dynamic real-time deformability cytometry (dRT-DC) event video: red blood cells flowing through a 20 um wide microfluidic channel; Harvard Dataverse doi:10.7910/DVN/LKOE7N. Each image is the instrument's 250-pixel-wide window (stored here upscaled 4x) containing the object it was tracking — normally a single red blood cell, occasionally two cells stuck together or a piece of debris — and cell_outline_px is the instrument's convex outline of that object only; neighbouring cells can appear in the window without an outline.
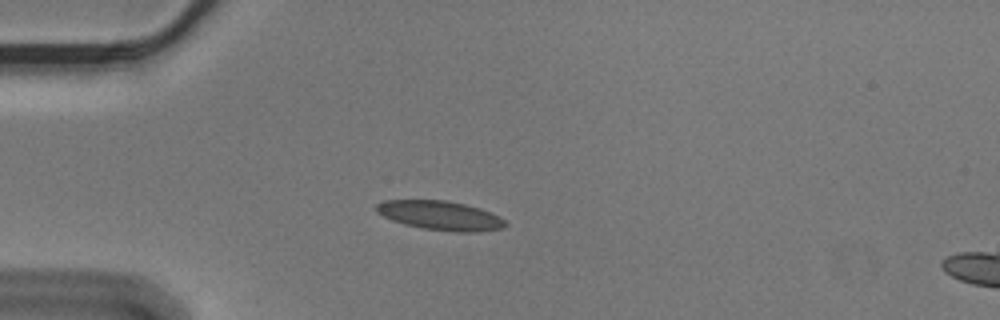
{"species": "Egyptian fruit bat (a non-hibernating species)", "species_latin": "Rousettus aegyptiacus", "temperature_condition": "cold", "stored_images_in_passage": 56, "camera_frame_rate_fps": 3000, "um_per_image_px": 0.085, "animal": {"sex": "male"}, "frame": {"image": 1, "passage_image": 15, "time_ms": 4.667, "image_size_px": [1000, 320], "cell_outline_px": [[508, 224], [504, 228], [480, 232], [456, 232], [424, 228], [404, 224], [392, 220], [376, 212], [376, 204], [384, 200], [448, 200], [480, 208], [500, 216]], "centroid_in_image_um": [37.46, 18.32], "position_along_channel_um": 47.5, "area_um2": 22.02}}
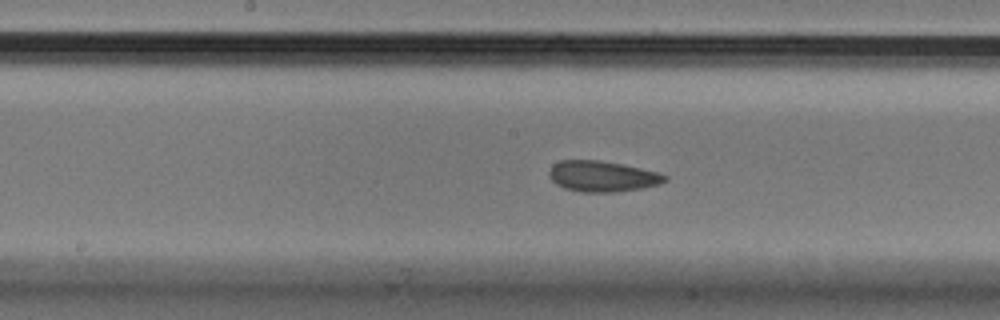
{"frame": {"image": 2, "passage_image": 29, "time_ms": 9.333, "image_size_px": [1000, 320], "cell_outline_px": [[668, 180], [660, 184], [644, 188], [616, 192], [584, 192], [564, 188], [556, 184], [548, 176], [548, 172], [552, 164], [560, 160], [600, 160], [660, 172], [668, 176]], "centroid_in_image_um": [51.21, 14.98], "position_along_channel_um": 197.0, "area_um2": 20.98}}
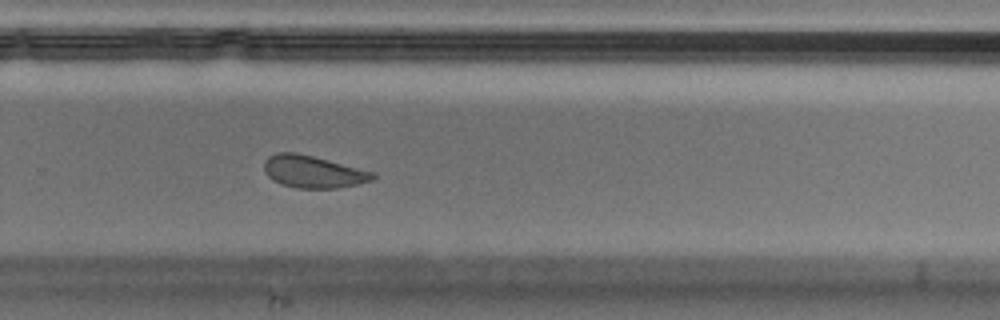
{"frame": {"image": 3, "passage_image": 38, "time_ms": 12.333, "image_size_px": [1000, 320], "cell_outline_px": [[376, 176], [372, 180], [356, 184], [336, 188], [296, 188], [280, 184], [272, 180], [264, 172], [264, 160], [268, 156], [276, 152], [296, 152], [376, 172]], "centroid_in_image_um": [26.58, 14.59], "position_along_channel_um": 303.2, "area_um2": 20.52}, "authors_computed_cell_mechanics": {"area_um2": 21.0103, "velocity_mm_per_s": 3.5512, "shape_relaxation_time_tau1_ms": 5.1439, "shape_relaxation_time_tau2_ms": 1.5609, "deformation_change_tau1": 0.1145, "deformation_change_tau2": 0.0746}}